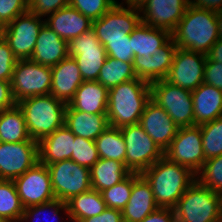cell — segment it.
Here are the masks:
<instances>
[{
    "label": "cell",
    "instance_id": "obj_1",
    "mask_svg": "<svg viewBox=\"0 0 222 222\" xmlns=\"http://www.w3.org/2000/svg\"><path fill=\"white\" fill-rule=\"evenodd\" d=\"M152 188L158 207L173 209L184 192L196 181L189 168L165 156L141 173Z\"/></svg>",
    "mask_w": 222,
    "mask_h": 222
},
{
    "label": "cell",
    "instance_id": "obj_36",
    "mask_svg": "<svg viewBox=\"0 0 222 222\" xmlns=\"http://www.w3.org/2000/svg\"><path fill=\"white\" fill-rule=\"evenodd\" d=\"M199 126L205 159L222 155V117Z\"/></svg>",
    "mask_w": 222,
    "mask_h": 222
},
{
    "label": "cell",
    "instance_id": "obj_14",
    "mask_svg": "<svg viewBox=\"0 0 222 222\" xmlns=\"http://www.w3.org/2000/svg\"><path fill=\"white\" fill-rule=\"evenodd\" d=\"M206 60V54L177 48L165 80L192 92L204 83Z\"/></svg>",
    "mask_w": 222,
    "mask_h": 222
},
{
    "label": "cell",
    "instance_id": "obj_22",
    "mask_svg": "<svg viewBox=\"0 0 222 222\" xmlns=\"http://www.w3.org/2000/svg\"><path fill=\"white\" fill-rule=\"evenodd\" d=\"M45 24L67 42L92 28V21L71 5L48 15Z\"/></svg>",
    "mask_w": 222,
    "mask_h": 222
},
{
    "label": "cell",
    "instance_id": "obj_18",
    "mask_svg": "<svg viewBox=\"0 0 222 222\" xmlns=\"http://www.w3.org/2000/svg\"><path fill=\"white\" fill-rule=\"evenodd\" d=\"M139 124L163 152L179 129L168 113L151 99L145 106Z\"/></svg>",
    "mask_w": 222,
    "mask_h": 222
},
{
    "label": "cell",
    "instance_id": "obj_11",
    "mask_svg": "<svg viewBox=\"0 0 222 222\" xmlns=\"http://www.w3.org/2000/svg\"><path fill=\"white\" fill-rule=\"evenodd\" d=\"M68 56L76 61L84 81H97L107 54L91 28L68 42Z\"/></svg>",
    "mask_w": 222,
    "mask_h": 222
},
{
    "label": "cell",
    "instance_id": "obj_42",
    "mask_svg": "<svg viewBox=\"0 0 222 222\" xmlns=\"http://www.w3.org/2000/svg\"><path fill=\"white\" fill-rule=\"evenodd\" d=\"M107 56L124 61L133 62L132 41L130 34L126 35V40L110 41L104 46Z\"/></svg>",
    "mask_w": 222,
    "mask_h": 222
},
{
    "label": "cell",
    "instance_id": "obj_31",
    "mask_svg": "<svg viewBox=\"0 0 222 222\" xmlns=\"http://www.w3.org/2000/svg\"><path fill=\"white\" fill-rule=\"evenodd\" d=\"M32 140L26 126L24 114L16 104L0 112V142L17 143Z\"/></svg>",
    "mask_w": 222,
    "mask_h": 222
},
{
    "label": "cell",
    "instance_id": "obj_29",
    "mask_svg": "<svg viewBox=\"0 0 222 222\" xmlns=\"http://www.w3.org/2000/svg\"><path fill=\"white\" fill-rule=\"evenodd\" d=\"M92 189L100 193L124 180L131 171L123 162L99 158L89 169Z\"/></svg>",
    "mask_w": 222,
    "mask_h": 222
},
{
    "label": "cell",
    "instance_id": "obj_38",
    "mask_svg": "<svg viewBox=\"0 0 222 222\" xmlns=\"http://www.w3.org/2000/svg\"><path fill=\"white\" fill-rule=\"evenodd\" d=\"M196 180L215 193H222V155L205 160Z\"/></svg>",
    "mask_w": 222,
    "mask_h": 222
},
{
    "label": "cell",
    "instance_id": "obj_9",
    "mask_svg": "<svg viewBox=\"0 0 222 222\" xmlns=\"http://www.w3.org/2000/svg\"><path fill=\"white\" fill-rule=\"evenodd\" d=\"M120 129L126 144L125 166L131 172L142 173L164 156V152L140 124Z\"/></svg>",
    "mask_w": 222,
    "mask_h": 222
},
{
    "label": "cell",
    "instance_id": "obj_43",
    "mask_svg": "<svg viewBox=\"0 0 222 222\" xmlns=\"http://www.w3.org/2000/svg\"><path fill=\"white\" fill-rule=\"evenodd\" d=\"M17 60L8 42L2 36L0 38V80L11 82Z\"/></svg>",
    "mask_w": 222,
    "mask_h": 222
},
{
    "label": "cell",
    "instance_id": "obj_34",
    "mask_svg": "<svg viewBox=\"0 0 222 222\" xmlns=\"http://www.w3.org/2000/svg\"><path fill=\"white\" fill-rule=\"evenodd\" d=\"M99 158L116 160L125 164L126 144L120 128L108 127L95 139Z\"/></svg>",
    "mask_w": 222,
    "mask_h": 222
},
{
    "label": "cell",
    "instance_id": "obj_10",
    "mask_svg": "<svg viewBox=\"0 0 222 222\" xmlns=\"http://www.w3.org/2000/svg\"><path fill=\"white\" fill-rule=\"evenodd\" d=\"M141 16L138 8L116 3L102 17L92 21V29L100 43L105 46L110 41L126 40L140 24Z\"/></svg>",
    "mask_w": 222,
    "mask_h": 222
},
{
    "label": "cell",
    "instance_id": "obj_25",
    "mask_svg": "<svg viewBox=\"0 0 222 222\" xmlns=\"http://www.w3.org/2000/svg\"><path fill=\"white\" fill-rule=\"evenodd\" d=\"M194 125H202L222 117V91L202 83L192 91Z\"/></svg>",
    "mask_w": 222,
    "mask_h": 222
},
{
    "label": "cell",
    "instance_id": "obj_39",
    "mask_svg": "<svg viewBox=\"0 0 222 222\" xmlns=\"http://www.w3.org/2000/svg\"><path fill=\"white\" fill-rule=\"evenodd\" d=\"M70 160L90 169L99 160L95 141L75 136Z\"/></svg>",
    "mask_w": 222,
    "mask_h": 222
},
{
    "label": "cell",
    "instance_id": "obj_53",
    "mask_svg": "<svg viewBox=\"0 0 222 222\" xmlns=\"http://www.w3.org/2000/svg\"><path fill=\"white\" fill-rule=\"evenodd\" d=\"M2 34H3V28H2V26L0 25V38L2 37Z\"/></svg>",
    "mask_w": 222,
    "mask_h": 222
},
{
    "label": "cell",
    "instance_id": "obj_6",
    "mask_svg": "<svg viewBox=\"0 0 222 222\" xmlns=\"http://www.w3.org/2000/svg\"><path fill=\"white\" fill-rule=\"evenodd\" d=\"M151 100L179 127L194 126L192 92L161 79L150 84Z\"/></svg>",
    "mask_w": 222,
    "mask_h": 222
},
{
    "label": "cell",
    "instance_id": "obj_3",
    "mask_svg": "<svg viewBox=\"0 0 222 222\" xmlns=\"http://www.w3.org/2000/svg\"><path fill=\"white\" fill-rule=\"evenodd\" d=\"M171 37L177 48L207 54L219 39L216 12L189 5Z\"/></svg>",
    "mask_w": 222,
    "mask_h": 222
},
{
    "label": "cell",
    "instance_id": "obj_2",
    "mask_svg": "<svg viewBox=\"0 0 222 222\" xmlns=\"http://www.w3.org/2000/svg\"><path fill=\"white\" fill-rule=\"evenodd\" d=\"M151 99L150 84L141 79L123 82L108 90L107 119L110 127L139 124Z\"/></svg>",
    "mask_w": 222,
    "mask_h": 222
},
{
    "label": "cell",
    "instance_id": "obj_45",
    "mask_svg": "<svg viewBox=\"0 0 222 222\" xmlns=\"http://www.w3.org/2000/svg\"><path fill=\"white\" fill-rule=\"evenodd\" d=\"M204 83L222 91V64L207 58L204 68Z\"/></svg>",
    "mask_w": 222,
    "mask_h": 222
},
{
    "label": "cell",
    "instance_id": "obj_26",
    "mask_svg": "<svg viewBox=\"0 0 222 222\" xmlns=\"http://www.w3.org/2000/svg\"><path fill=\"white\" fill-rule=\"evenodd\" d=\"M64 125L75 135L95 141L108 127L107 114H89L72 109L68 104L65 109Z\"/></svg>",
    "mask_w": 222,
    "mask_h": 222
},
{
    "label": "cell",
    "instance_id": "obj_27",
    "mask_svg": "<svg viewBox=\"0 0 222 222\" xmlns=\"http://www.w3.org/2000/svg\"><path fill=\"white\" fill-rule=\"evenodd\" d=\"M68 105L89 114H106L108 90L98 81H84Z\"/></svg>",
    "mask_w": 222,
    "mask_h": 222
},
{
    "label": "cell",
    "instance_id": "obj_7",
    "mask_svg": "<svg viewBox=\"0 0 222 222\" xmlns=\"http://www.w3.org/2000/svg\"><path fill=\"white\" fill-rule=\"evenodd\" d=\"M51 81V67L38 64L31 59L17 60L11 79L15 102L32 96L49 95Z\"/></svg>",
    "mask_w": 222,
    "mask_h": 222
},
{
    "label": "cell",
    "instance_id": "obj_46",
    "mask_svg": "<svg viewBox=\"0 0 222 222\" xmlns=\"http://www.w3.org/2000/svg\"><path fill=\"white\" fill-rule=\"evenodd\" d=\"M11 89V82L0 80V112L16 105Z\"/></svg>",
    "mask_w": 222,
    "mask_h": 222
},
{
    "label": "cell",
    "instance_id": "obj_54",
    "mask_svg": "<svg viewBox=\"0 0 222 222\" xmlns=\"http://www.w3.org/2000/svg\"><path fill=\"white\" fill-rule=\"evenodd\" d=\"M221 196V219H222V193L220 194Z\"/></svg>",
    "mask_w": 222,
    "mask_h": 222
},
{
    "label": "cell",
    "instance_id": "obj_19",
    "mask_svg": "<svg viewBox=\"0 0 222 222\" xmlns=\"http://www.w3.org/2000/svg\"><path fill=\"white\" fill-rule=\"evenodd\" d=\"M176 50L177 45L171 38L159 49V53L134 56L133 65L137 78L149 84L165 79L173 63Z\"/></svg>",
    "mask_w": 222,
    "mask_h": 222
},
{
    "label": "cell",
    "instance_id": "obj_15",
    "mask_svg": "<svg viewBox=\"0 0 222 222\" xmlns=\"http://www.w3.org/2000/svg\"><path fill=\"white\" fill-rule=\"evenodd\" d=\"M13 181L24 208L56 199L49 170L39 162Z\"/></svg>",
    "mask_w": 222,
    "mask_h": 222
},
{
    "label": "cell",
    "instance_id": "obj_4",
    "mask_svg": "<svg viewBox=\"0 0 222 222\" xmlns=\"http://www.w3.org/2000/svg\"><path fill=\"white\" fill-rule=\"evenodd\" d=\"M32 140L39 142L62 127L67 104L53 95L32 96L17 102Z\"/></svg>",
    "mask_w": 222,
    "mask_h": 222
},
{
    "label": "cell",
    "instance_id": "obj_41",
    "mask_svg": "<svg viewBox=\"0 0 222 222\" xmlns=\"http://www.w3.org/2000/svg\"><path fill=\"white\" fill-rule=\"evenodd\" d=\"M29 0H0V25L6 27L17 16L28 11Z\"/></svg>",
    "mask_w": 222,
    "mask_h": 222
},
{
    "label": "cell",
    "instance_id": "obj_40",
    "mask_svg": "<svg viewBox=\"0 0 222 222\" xmlns=\"http://www.w3.org/2000/svg\"><path fill=\"white\" fill-rule=\"evenodd\" d=\"M116 3L118 0H70L69 5L94 21L102 17Z\"/></svg>",
    "mask_w": 222,
    "mask_h": 222
},
{
    "label": "cell",
    "instance_id": "obj_37",
    "mask_svg": "<svg viewBox=\"0 0 222 222\" xmlns=\"http://www.w3.org/2000/svg\"><path fill=\"white\" fill-rule=\"evenodd\" d=\"M134 183V172H131L124 180L115 184L111 188L101 192L106 207L118 209L120 211L129 201Z\"/></svg>",
    "mask_w": 222,
    "mask_h": 222
},
{
    "label": "cell",
    "instance_id": "obj_23",
    "mask_svg": "<svg viewBox=\"0 0 222 222\" xmlns=\"http://www.w3.org/2000/svg\"><path fill=\"white\" fill-rule=\"evenodd\" d=\"M75 135L65 126L38 142V162L43 165L71 159Z\"/></svg>",
    "mask_w": 222,
    "mask_h": 222
},
{
    "label": "cell",
    "instance_id": "obj_49",
    "mask_svg": "<svg viewBox=\"0 0 222 222\" xmlns=\"http://www.w3.org/2000/svg\"><path fill=\"white\" fill-rule=\"evenodd\" d=\"M189 5L214 12L222 10V0H189Z\"/></svg>",
    "mask_w": 222,
    "mask_h": 222
},
{
    "label": "cell",
    "instance_id": "obj_28",
    "mask_svg": "<svg viewBox=\"0 0 222 222\" xmlns=\"http://www.w3.org/2000/svg\"><path fill=\"white\" fill-rule=\"evenodd\" d=\"M171 38V33L169 31L151 27L140 22L130 34L132 52L134 53V56H145V54L159 53V49Z\"/></svg>",
    "mask_w": 222,
    "mask_h": 222
},
{
    "label": "cell",
    "instance_id": "obj_55",
    "mask_svg": "<svg viewBox=\"0 0 222 222\" xmlns=\"http://www.w3.org/2000/svg\"><path fill=\"white\" fill-rule=\"evenodd\" d=\"M0 222H6V221L0 216Z\"/></svg>",
    "mask_w": 222,
    "mask_h": 222
},
{
    "label": "cell",
    "instance_id": "obj_8",
    "mask_svg": "<svg viewBox=\"0 0 222 222\" xmlns=\"http://www.w3.org/2000/svg\"><path fill=\"white\" fill-rule=\"evenodd\" d=\"M46 166L56 199L66 203L73 196L92 189L89 168L70 159Z\"/></svg>",
    "mask_w": 222,
    "mask_h": 222
},
{
    "label": "cell",
    "instance_id": "obj_47",
    "mask_svg": "<svg viewBox=\"0 0 222 222\" xmlns=\"http://www.w3.org/2000/svg\"><path fill=\"white\" fill-rule=\"evenodd\" d=\"M80 222H123V217L120 210L107 207L101 214L83 219Z\"/></svg>",
    "mask_w": 222,
    "mask_h": 222
},
{
    "label": "cell",
    "instance_id": "obj_13",
    "mask_svg": "<svg viewBox=\"0 0 222 222\" xmlns=\"http://www.w3.org/2000/svg\"><path fill=\"white\" fill-rule=\"evenodd\" d=\"M164 156L197 174L205 162L200 126L179 128Z\"/></svg>",
    "mask_w": 222,
    "mask_h": 222
},
{
    "label": "cell",
    "instance_id": "obj_48",
    "mask_svg": "<svg viewBox=\"0 0 222 222\" xmlns=\"http://www.w3.org/2000/svg\"><path fill=\"white\" fill-rule=\"evenodd\" d=\"M141 222H176L174 210L171 208H157Z\"/></svg>",
    "mask_w": 222,
    "mask_h": 222
},
{
    "label": "cell",
    "instance_id": "obj_30",
    "mask_svg": "<svg viewBox=\"0 0 222 222\" xmlns=\"http://www.w3.org/2000/svg\"><path fill=\"white\" fill-rule=\"evenodd\" d=\"M66 204L71 222L99 215L107 208L102 194L94 189L73 196Z\"/></svg>",
    "mask_w": 222,
    "mask_h": 222
},
{
    "label": "cell",
    "instance_id": "obj_51",
    "mask_svg": "<svg viewBox=\"0 0 222 222\" xmlns=\"http://www.w3.org/2000/svg\"><path fill=\"white\" fill-rule=\"evenodd\" d=\"M147 0H118V3L124 6L133 7V8H140L142 7Z\"/></svg>",
    "mask_w": 222,
    "mask_h": 222
},
{
    "label": "cell",
    "instance_id": "obj_44",
    "mask_svg": "<svg viewBox=\"0 0 222 222\" xmlns=\"http://www.w3.org/2000/svg\"><path fill=\"white\" fill-rule=\"evenodd\" d=\"M70 0H29L28 10L37 16L46 18L48 15L68 6Z\"/></svg>",
    "mask_w": 222,
    "mask_h": 222
},
{
    "label": "cell",
    "instance_id": "obj_33",
    "mask_svg": "<svg viewBox=\"0 0 222 222\" xmlns=\"http://www.w3.org/2000/svg\"><path fill=\"white\" fill-rule=\"evenodd\" d=\"M136 78L133 62H124L107 56L100 69L97 81L109 90L123 82Z\"/></svg>",
    "mask_w": 222,
    "mask_h": 222
},
{
    "label": "cell",
    "instance_id": "obj_50",
    "mask_svg": "<svg viewBox=\"0 0 222 222\" xmlns=\"http://www.w3.org/2000/svg\"><path fill=\"white\" fill-rule=\"evenodd\" d=\"M211 61H217L222 64V38H219L216 43L210 48L206 54Z\"/></svg>",
    "mask_w": 222,
    "mask_h": 222
},
{
    "label": "cell",
    "instance_id": "obj_5",
    "mask_svg": "<svg viewBox=\"0 0 222 222\" xmlns=\"http://www.w3.org/2000/svg\"><path fill=\"white\" fill-rule=\"evenodd\" d=\"M173 210L176 222H217L221 219V196L196 180Z\"/></svg>",
    "mask_w": 222,
    "mask_h": 222
},
{
    "label": "cell",
    "instance_id": "obj_24",
    "mask_svg": "<svg viewBox=\"0 0 222 222\" xmlns=\"http://www.w3.org/2000/svg\"><path fill=\"white\" fill-rule=\"evenodd\" d=\"M68 57V42L44 24L39 32L31 60L45 66H55Z\"/></svg>",
    "mask_w": 222,
    "mask_h": 222
},
{
    "label": "cell",
    "instance_id": "obj_35",
    "mask_svg": "<svg viewBox=\"0 0 222 222\" xmlns=\"http://www.w3.org/2000/svg\"><path fill=\"white\" fill-rule=\"evenodd\" d=\"M24 207L13 180H0V216L6 222H20Z\"/></svg>",
    "mask_w": 222,
    "mask_h": 222
},
{
    "label": "cell",
    "instance_id": "obj_12",
    "mask_svg": "<svg viewBox=\"0 0 222 222\" xmlns=\"http://www.w3.org/2000/svg\"><path fill=\"white\" fill-rule=\"evenodd\" d=\"M44 24L45 18L28 10L3 28L2 36L18 60L31 58L40 29Z\"/></svg>",
    "mask_w": 222,
    "mask_h": 222
},
{
    "label": "cell",
    "instance_id": "obj_17",
    "mask_svg": "<svg viewBox=\"0 0 222 222\" xmlns=\"http://www.w3.org/2000/svg\"><path fill=\"white\" fill-rule=\"evenodd\" d=\"M188 6L189 0H147L139 8L141 22L172 33Z\"/></svg>",
    "mask_w": 222,
    "mask_h": 222
},
{
    "label": "cell",
    "instance_id": "obj_32",
    "mask_svg": "<svg viewBox=\"0 0 222 222\" xmlns=\"http://www.w3.org/2000/svg\"><path fill=\"white\" fill-rule=\"evenodd\" d=\"M20 222L71 221L67 204L58 199H54L47 203L25 207Z\"/></svg>",
    "mask_w": 222,
    "mask_h": 222
},
{
    "label": "cell",
    "instance_id": "obj_20",
    "mask_svg": "<svg viewBox=\"0 0 222 222\" xmlns=\"http://www.w3.org/2000/svg\"><path fill=\"white\" fill-rule=\"evenodd\" d=\"M157 208L151 185L141 173L134 172L131 195L121 211L123 222H141Z\"/></svg>",
    "mask_w": 222,
    "mask_h": 222
},
{
    "label": "cell",
    "instance_id": "obj_52",
    "mask_svg": "<svg viewBox=\"0 0 222 222\" xmlns=\"http://www.w3.org/2000/svg\"><path fill=\"white\" fill-rule=\"evenodd\" d=\"M217 23H218V36L222 38V10L216 12Z\"/></svg>",
    "mask_w": 222,
    "mask_h": 222
},
{
    "label": "cell",
    "instance_id": "obj_21",
    "mask_svg": "<svg viewBox=\"0 0 222 222\" xmlns=\"http://www.w3.org/2000/svg\"><path fill=\"white\" fill-rule=\"evenodd\" d=\"M52 81L50 94L68 104L78 87L84 82L74 58L67 57L51 67Z\"/></svg>",
    "mask_w": 222,
    "mask_h": 222
},
{
    "label": "cell",
    "instance_id": "obj_16",
    "mask_svg": "<svg viewBox=\"0 0 222 222\" xmlns=\"http://www.w3.org/2000/svg\"><path fill=\"white\" fill-rule=\"evenodd\" d=\"M38 163V142H0V180H14Z\"/></svg>",
    "mask_w": 222,
    "mask_h": 222
}]
</instances>
